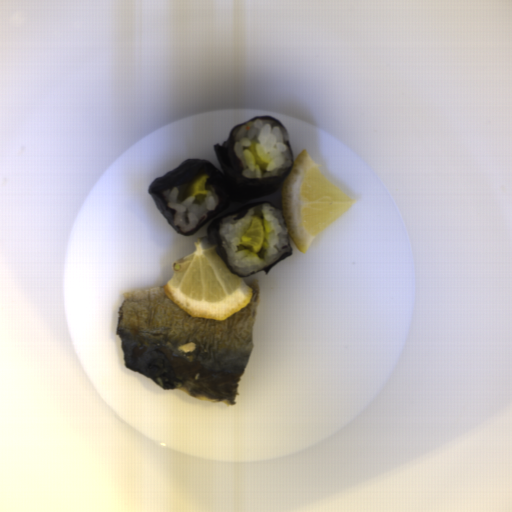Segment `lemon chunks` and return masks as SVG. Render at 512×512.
<instances>
[{
    "instance_id": "obj_1",
    "label": "lemon chunks",
    "mask_w": 512,
    "mask_h": 512,
    "mask_svg": "<svg viewBox=\"0 0 512 512\" xmlns=\"http://www.w3.org/2000/svg\"><path fill=\"white\" fill-rule=\"evenodd\" d=\"M195 250L175 261L164 294L191 317L225 320L249 304L253 289L232 273L217 244L205 236Z\"/></svg>"
},
{
    "instance_id": "obj_2",
    "label": "lemon chunks",
    "mask_w": 512,
    "mask_h": 512,
    "mask_svg": "<svg viewBox=\"0 0 512 512\" xmlns=\"http://www.w3.org/2000/svg\"><path fill=\"white\" fill-rule=\"evenodd\" d=\"M355 203L328 180L304 149L281 185L285 227L302 254L307 253L319 233Z\"/></svg>"
}]
</instances>
